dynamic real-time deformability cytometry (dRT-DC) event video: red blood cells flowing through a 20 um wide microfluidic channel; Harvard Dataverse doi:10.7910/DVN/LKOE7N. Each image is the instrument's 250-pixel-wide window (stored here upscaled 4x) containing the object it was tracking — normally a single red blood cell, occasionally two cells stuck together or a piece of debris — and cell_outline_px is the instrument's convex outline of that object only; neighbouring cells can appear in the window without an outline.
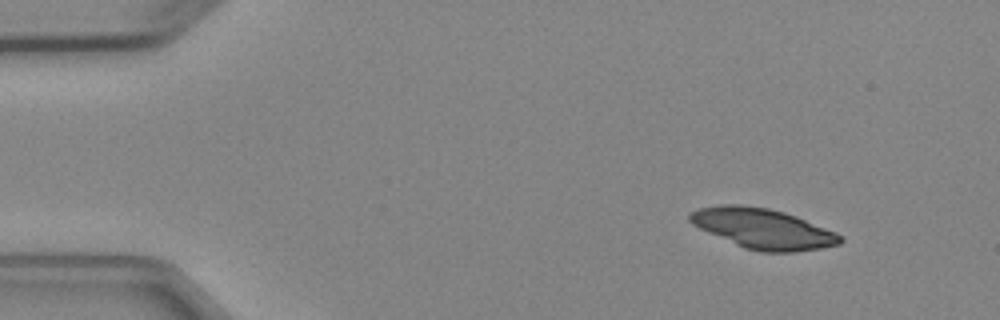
{"species": "Egyptian fruit bat (a non-hibernating species)", "species_latin": "Rousettus aegyptiacus", "temperature_condition": "cold", "stored_images_in_passage": 5, "camera_frame_rate_fps": 3000, "um_per_image_px": 0.085, "animal": {"sex": "female"}, "frame": {"image": 1, "passage_image": 1, "time_ms": 0.0, "image_size_px": [1000, 320], "cell_outline_px": [[844, 240], [840, 244], [820, 248], [792, 252], [760, 252], [744, 248], [708, 232], [692, 224], [688, 220], [688, 212], [696, 208], [720, 204], [740, 204], [768, 208], [784, 212], [796, 216], [836, 232]], "centroid_in_image_um": [64.81, 19.42], "position_along_channel_um": 20.2, "area_um2": 35.26}}